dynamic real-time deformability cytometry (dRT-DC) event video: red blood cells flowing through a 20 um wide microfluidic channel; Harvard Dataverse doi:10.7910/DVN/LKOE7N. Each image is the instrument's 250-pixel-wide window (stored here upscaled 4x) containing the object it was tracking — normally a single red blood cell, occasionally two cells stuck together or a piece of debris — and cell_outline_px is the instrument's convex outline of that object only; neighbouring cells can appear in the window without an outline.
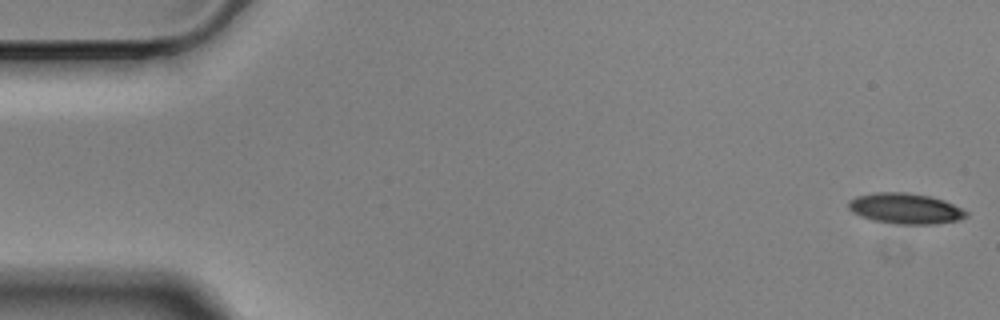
{"species": "Egyptian fruit bat (a non-hibernating species)", "species_latin": "Rousettus aegyptiacus", "temperature_condition": "cold", "stored_images_in_passage": 58, "camera_frame_rate_fps": 3000, "um_per_image_px": 0.085, "animal": {"sex": "male"}, "frame": {"image": 1, "passage_image": 1, "time_ms": 0.0, "image_size_px": [1000, 320], "cell_outline_px": [[968, 216], [960, 220], [928, 224], [900, 224], [876, 220], [852, 212], [848, 208], [848, 200], [856, 196], [876, 192], [908, 192], [928, 196], [944, 200], [968, 212]], "centroid_in_image_um": [76.95, 17.71], "position_along_channel_um": 8.0, "area_um2": 20.75}}
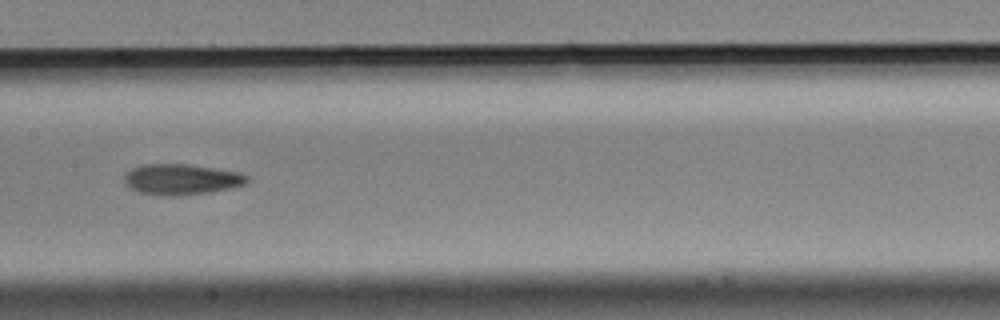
{"frame": {"image": 2, "passage_image": 28, "time_ms": 9.0, "image_size_px": [1000, 320], "cell_outline_px": [[248, 180], [244, 184], [232, 188], [212, 192], [180, 196], [160, 196], [136, 192], [124, 184], [124, 176], [132, 168], [144, 164], [188, 164], [216, 168], [240, 172], [248, 176]], "centroid_in_image_um": [15.41, 15.26], "position_along_channel_um": 192.0, "area_um2": 22.37}}
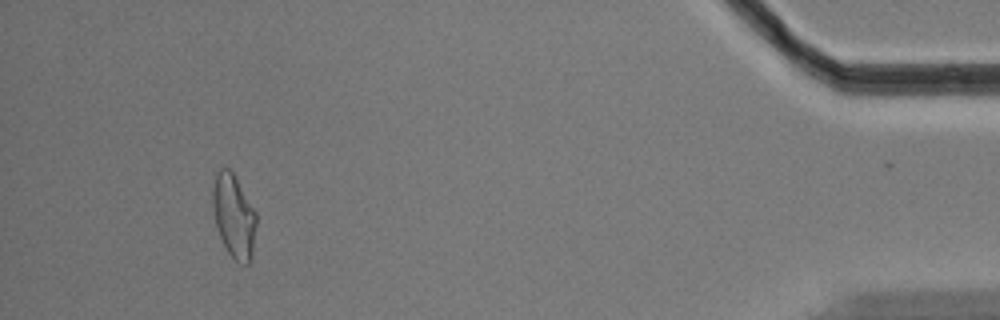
{"frame": {"image": 3, "passage_image": 53, "time_ms": 17.333, "image_size_px": [1000, 320], "cell_outline_px": [[256, 224], [252, 256], [248, 264], [244, 264], [236, 260], [228, 252], [216, 228], [212, 208], [212, 188], [216, 172], [220, 168], [228, 168], [232, 172], [256, 212]], "centroid_in_image_um": [19.85, 18.35], "position_along_channel_um": 415.3, "area_um2": 21.1}, "authors_computed_cell_mechanics": {"area_um2": 21.2993, "velocity_mm_per_s": 3.4997, "shape_relaxation_time_tau1_ms": 4.9196, "shape_relaxation_time_tau2_ms": 8.3406, "deformation_change_tau1": 0.1586, "deformation_change_tau2": 0.1905}}